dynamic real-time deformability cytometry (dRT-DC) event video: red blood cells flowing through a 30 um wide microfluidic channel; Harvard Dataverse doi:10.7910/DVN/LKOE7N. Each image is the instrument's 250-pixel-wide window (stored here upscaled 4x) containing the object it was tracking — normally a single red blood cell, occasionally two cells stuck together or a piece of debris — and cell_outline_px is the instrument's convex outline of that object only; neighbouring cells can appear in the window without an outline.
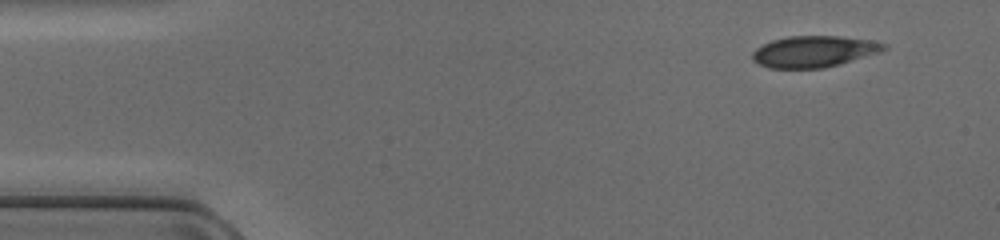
{"species": "common noctule bat (a hibernating species)", "species_latin": "Nyctalus noctula", "temperature_condition": "cold", "stored_images_in_passage": 2, "camera_frame_rate_fps": 3000, "um_per_image_px": 0.085, "animal": {"sex": "female", "body_mass_g": 17.0, "forearm_length_mm": 48.0}, "frame": {"image": 1, "passage_image": 1, "time_ms": 0.0, "image_size_px": [1000, 240], "cell_outline_px": [[888, 48], [880, 52], [840, 64], [824, 68], [768, 68], [752, 60], [752, 52], [756, 48], [772, 40], [788, 36], [840, 36], [868, 40], [888, 44]], "centroid_in_image_um": [69.18, 4.38], "position_along_channel_um": 15.8, "area_um2": 23.99}}